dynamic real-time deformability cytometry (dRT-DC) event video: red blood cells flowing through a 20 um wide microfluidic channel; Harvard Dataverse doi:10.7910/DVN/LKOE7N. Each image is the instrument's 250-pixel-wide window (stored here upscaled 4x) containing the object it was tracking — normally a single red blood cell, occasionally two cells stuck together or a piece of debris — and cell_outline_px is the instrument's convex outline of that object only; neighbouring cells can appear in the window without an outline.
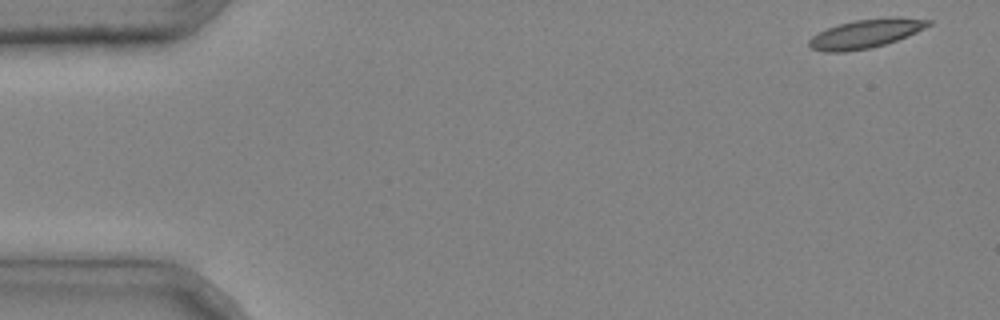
{"species": "common noctule bat (a hibernating species)", "species_latin": "Nyctalus noctula", "temperature_condition": "cold", "stored_images_in_passage": 5, "camera_frame_rate_fps": 3000, "um_per_image_px": 0.085, "animal": {"sex": "male", "body_mass_g": 20.4}, "frame": {"image": 1, "passage_image": 1, "time_ms": 0.0, "image_size_px": [1000, 320], "cell_outline_px": [[932, 24], [908, 36], [884, 44], [868, 48], [844, 52], [824, 52], [812, 48], [808, 44], [808, 40], [812, 36], [828, 28], [840, 24], [856, 20], [892, 16], [896, 16], [932, 20]], "centroid_in_image_um": [73.61, 2.85], "position_along_channel_um": 11.4, "area_um2": 19.88}}
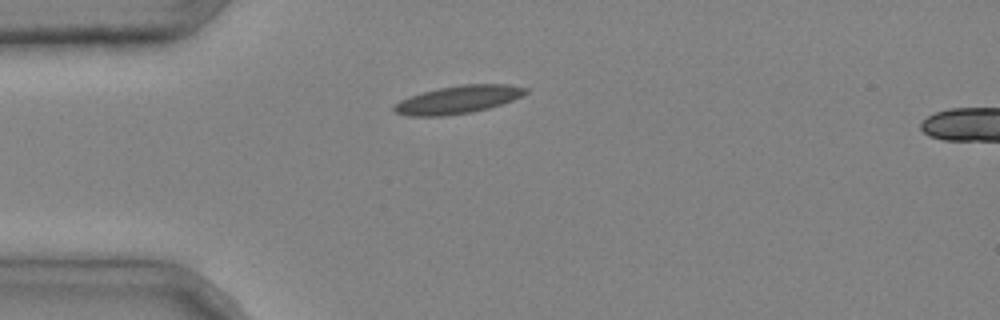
{"frame": {"image": 2, "passage_image": 3, "time_ms": 0.667, "image_size_px": [1000, 320], "cell_outline_px": [[528, 92], [512, 100], [488, 108], [472, 112], [440, 116], [408, 116], [396, 112], [392, 108], [400, 100], [424, 92], [440, 88], [464, 84], [508, 84], [528, 88]], "centroid_in_image_um": [38.96, 8.46], "position_along_channel_um": 46.0, "area_um2": 20.98}}